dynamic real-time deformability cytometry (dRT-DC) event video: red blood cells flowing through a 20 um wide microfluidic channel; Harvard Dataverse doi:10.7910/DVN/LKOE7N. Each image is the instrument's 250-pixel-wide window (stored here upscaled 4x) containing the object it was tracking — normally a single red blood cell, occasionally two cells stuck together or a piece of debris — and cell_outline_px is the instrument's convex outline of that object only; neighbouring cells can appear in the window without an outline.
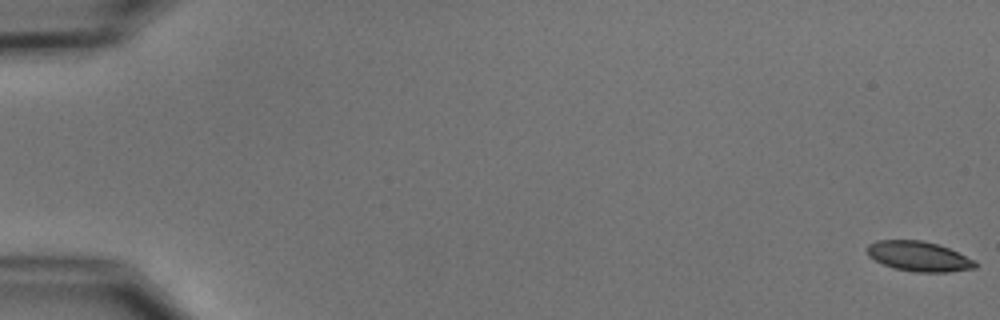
{"species": "common noctule bat (a hibernating species)", "species_latin": "Nyctalus noctula", "temperature_condition": "cold", "stored_images_in_passage": 5, "camera_frame_rate_fps": 3000, "um_per_image_px": 0.085, "animal": {"sex": "male", "body_mass_g": 15.6}, "frame": {"image": 1, "passage_image": 1, "time_ms": 0.0, "image_size_px": [1000, 320], "cell_outline_px": [[976, 268], [948, 272], [916, 272], [892, 268], [868, 256], [868, 244], [876, 240], [920, 240], [936, 244], [948, 248], [976, 260]], "centroid_in_image_um": [78.1, 21.79], "position_along_channel_um": 6.9, "area_um2": 18.79}}
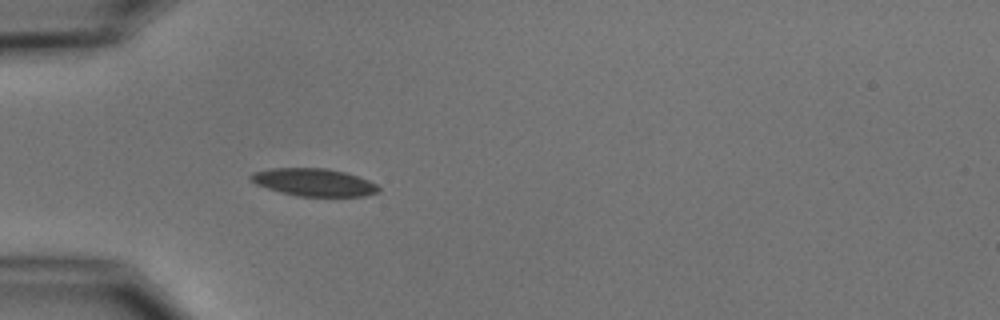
{"frame": {"image": 2, "passage_image": 5, "time_ms": 5.667, "image_size_px": [1000, 320], "cell_outline_px": [[380, 192], [364, 196], [296, 196], [280, 192], [256, 184], [248, 180], [248, 176], [252, 172], [272, 168], [324, 168], [344, 172], [368, 180], [376, 184], [380, 188]], "centroid_in_image_um": [26.64, 15.49], "position_along_channel_um": 58.4, "area_um2": 20.58}}